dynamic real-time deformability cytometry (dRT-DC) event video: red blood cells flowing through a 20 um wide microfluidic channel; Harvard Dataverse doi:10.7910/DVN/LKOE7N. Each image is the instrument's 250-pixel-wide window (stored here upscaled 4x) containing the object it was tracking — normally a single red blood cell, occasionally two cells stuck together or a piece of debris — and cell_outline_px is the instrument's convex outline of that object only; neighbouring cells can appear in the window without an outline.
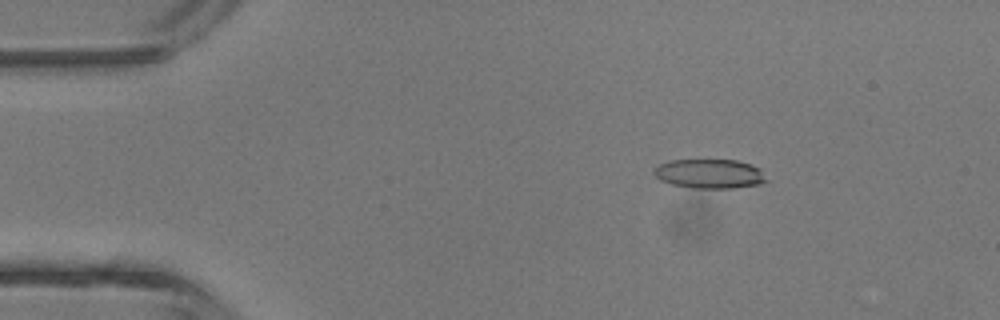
{"species": "common noctule bat (a hibernating species)", "species_latin": "Nyctalus noctula", "temperature_condition": "room temperature", "stored_images_in_passage": 4, "camera_frame_rate_fps": 3000, "um_per_image_px": 0.085, "animal": {"sex": "male", "body_mass_g": 13.3}, "frame": {"image": 1, "passage_image": 2, "time_ms": 1.333, "image_size_px": [1000, 320], "cell_outline_px": [[768, 180], [760, 184], [732, 188], [692, 188], [672, 184], [660, 180], [652, 172], [660, 164], [672, 160], [736, 160], [752, 164], [760, 168]], "centroid_in_image_um": [60.35, 14.77], "position_along_channel_um": 24.7, "area_um2": 19.19}}